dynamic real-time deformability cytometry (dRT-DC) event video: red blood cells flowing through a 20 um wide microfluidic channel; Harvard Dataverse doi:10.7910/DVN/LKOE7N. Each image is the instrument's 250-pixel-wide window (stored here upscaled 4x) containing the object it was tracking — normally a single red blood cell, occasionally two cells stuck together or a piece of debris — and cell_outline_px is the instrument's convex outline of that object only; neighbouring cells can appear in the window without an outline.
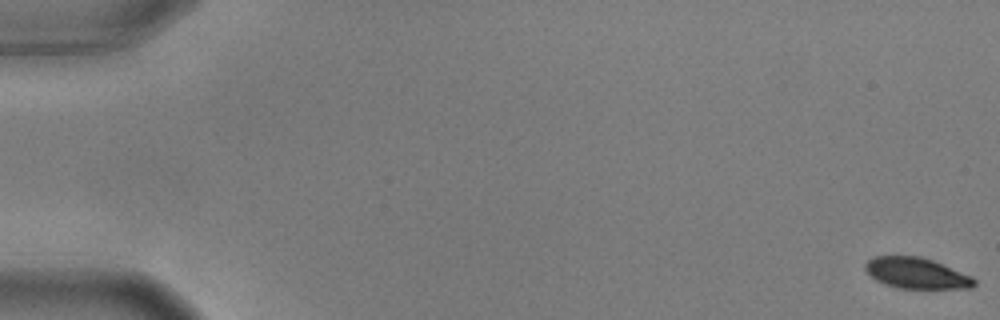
{"species": "common noctule bat (a hibernating species)", "species_latin": "Nyctalus noctula", "temperature_condition": "warm", "stored_images_in_passage": 57, "camera_frame_rate_fps": 3000, "um_per_image_px": 0.085, "animal": {"sex": "male", "body_mass_g": 17.9, "forearm_length_mm": 54.2}, "frame": {"image": 1, "passage_image": 1, "time_ms": 0.0, "image_size_px": [1000, 320], "cell_outline_px": [[976, 284], [972, 288], [896, 288], [884, 284], [876, 280], [864, 268], [864, 264], [872, 256], [920, 256], [932, 260], [972, 276], [976, 280]], "centroid_in_image_um": [77.89, 23.22], "position_along_channel_um": 7.1, "area_um2": 19.59}}
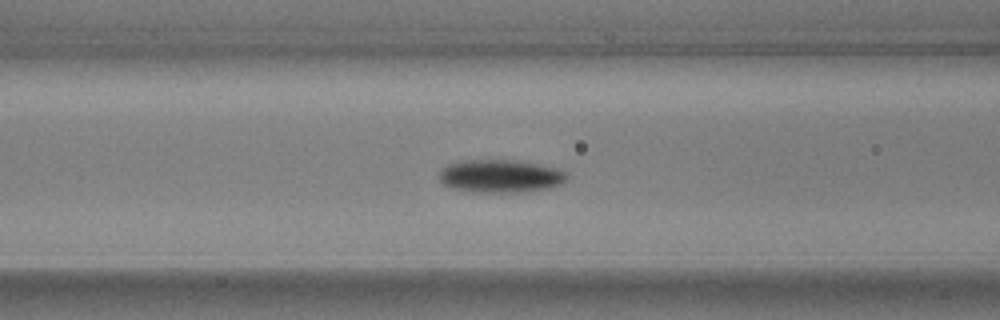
{"frame": {"image": 2, "passage_image": 24, "time_ms": 7.667, "image_size_px": [1000, 320], "cell_outline_px": [[568, 176], [560, 184], [548, 188], [524, 192], [472, 192], [452, 188], [444, 184], [440, 180], [440, 172], [448, 164], [464, 160], [516, 160], [540, 164], [560, 168], [568, 172]], "centroid_in_image_um": [42.58, 14.96], "position_along_channel_um": 124.0, "area_um2": 24.62}}
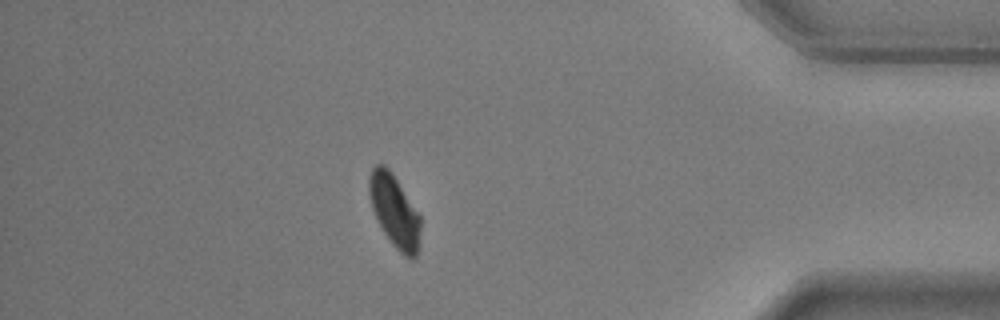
{"frame": {"image": 3, "passage_image": 50, "time_ms": 16.333, "image_size_px": [1000, 320], "cell_outline_px": [[420, 244], [416, 256], [412, 260], [404, 256], [392, 244], [384, 232], [372, 208], [368, 192], [368, 176], [372, 168], [376, 164], [384, 164], [392, 172], [420, 216]], "centroid_in_image_um": [33.53, 17.93], "position_along_channel_um": 401.7, "area_um2": 21.68}, "authors_computed_cell_mechanics": {"area_um2": 22.4264, "velocity_mm_per_s": 3.6191, "shape_relaxation_time_tau1_ms": 1.8163, "shape_relaxation_time_tau2_ms": null, "deformation_change_tau1": 0.1215, "deformation_change_tau2": null}}